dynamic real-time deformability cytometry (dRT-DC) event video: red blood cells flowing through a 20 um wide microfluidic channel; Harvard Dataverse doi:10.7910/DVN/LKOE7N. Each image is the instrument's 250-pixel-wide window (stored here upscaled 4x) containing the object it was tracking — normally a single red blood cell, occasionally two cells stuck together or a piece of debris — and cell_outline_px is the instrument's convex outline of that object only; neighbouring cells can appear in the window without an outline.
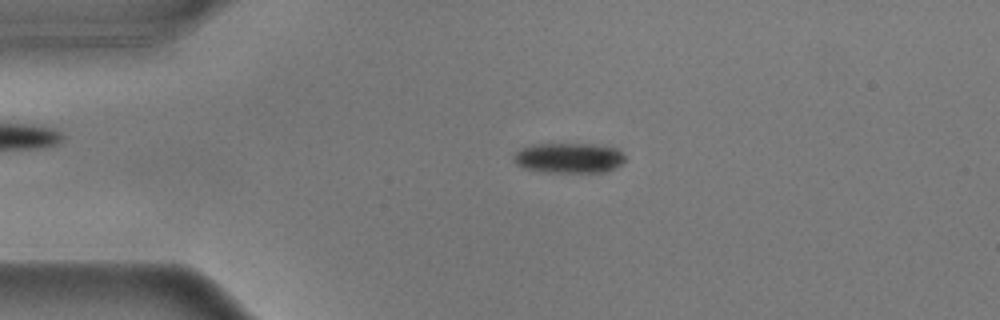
{"species": "common noctule bat (a hibernating species)", "species_latin": "Nyctalus noctula", "temperature_condition": "warm", "stored_images_in_passage": 51, "camera_frame_rate_fps": 3000, "um_per_image_px": 0.085, "animal": {"sex": "male", "body_mass_g": 17.9}, "frame": {"image": 1, "passage_image": 7, "time_ms": 2.0, "image_size_px": [1000, 320], "cell_outline_px": [[624, 160], [620, 164], [608, 172], [544, 172], [524, 168], [516, 164], [512, 160], [512, 156], [520, 148], [532, 144], [600, 144], [616, 148], [624, 156]], "centroid_in_image_um": [48.32, 13.42], "position_along_channel_um": 36.7, "area_um2": 19.77}}
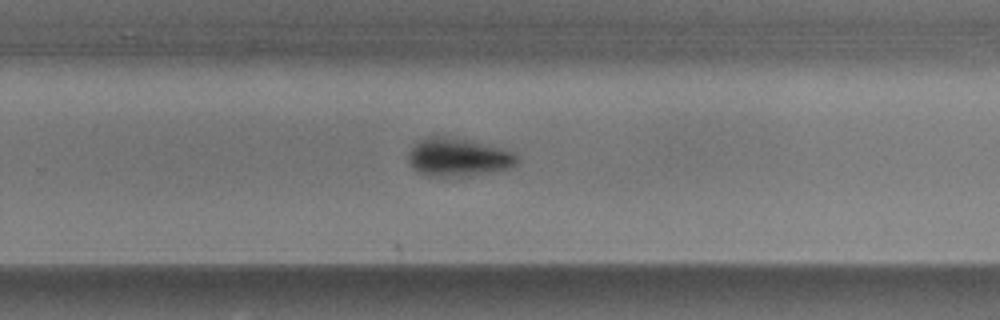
{"frame": {"image": 2, "passage_image": 31, "time_ms": 10.0, "image_size_px": [1000, 320], "cell_outline_px": [[520, 160], [516, 164], [508, 168], [460, 176], [428, 176], [416, 172], [412, 168], [408, 160], [408, 152], [420, 140], [428, 136], [448, 136], [472, 140], [504, 148], [516, 152]], "centroid_in_image_um": [38.95, 13.34], "position_along_channel_um": 290.9, "area_um2": 24.33}}
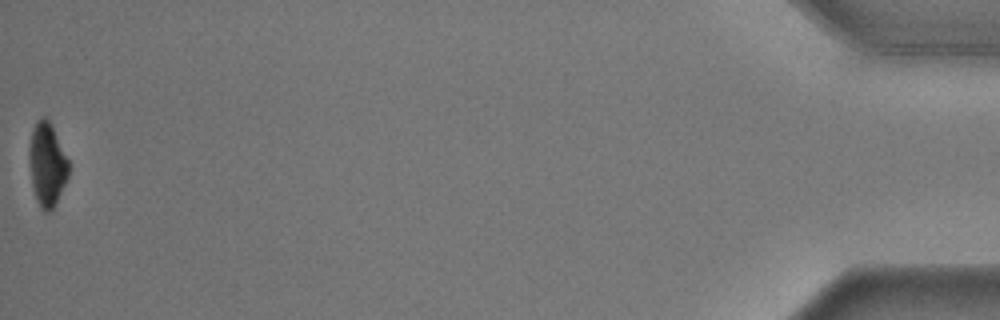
{"frame": {"image": 3, "passage_image": 51, "time_ms": 16.667, "image_size_px": [1000, 320], "cell_outline_px": [[68, 176], [56, 204], [48, 212], [44, 212], [40, 208], [36, 200], [32, 188], [28, 160], [32, 128], [36, 120], [40, 116], [44, 116], [52, 124], [68, 160]], "centroid_in_image_um": [3.98, 13.97], "position_along_channel_um": 431.2, "area_um2": 19.36}, "authors_computed_cell_mechanics": {"area_um2": 22.253, "velocity_mm_per_s": 3.5889, "shape_relaxation_time_tau1_ms": 2.1676, "shape_relaxation_time_tau2_ms": null, "deformation_change_tau1": 0.1385, "deformation_change_tau2": null}}